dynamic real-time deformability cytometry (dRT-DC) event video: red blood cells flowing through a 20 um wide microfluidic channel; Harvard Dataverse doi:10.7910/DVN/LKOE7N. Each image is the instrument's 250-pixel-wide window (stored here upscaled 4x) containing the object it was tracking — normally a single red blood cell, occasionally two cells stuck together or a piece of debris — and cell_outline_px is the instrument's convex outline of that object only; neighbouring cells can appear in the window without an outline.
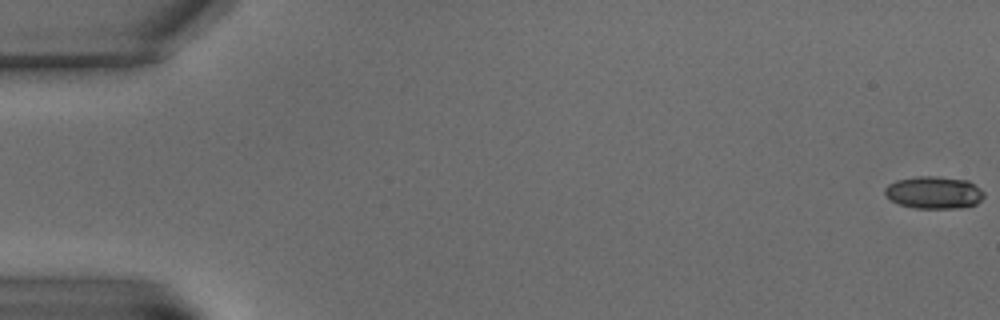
{"species": "common noctule bat (a hibernating species)", "species_latin": "Nyctalus noctula", "temperature_condition": "warm", "stored_images_in_passage": 7, "camera_frame_rate_fps": 3000, "um_per_image_px": 0.085, "animal": {"sex": "male", "body_mass_g": 15.6}, "frame": {"image": 1, "passage_image": 1, "time_ms": 0.0, "image_size_px": [1000, 320], "cell_outline_px": [[984, 196], [976, 204], [960, 208], [916, 208], [900, 204], [892, 200], [884, 192], [884, 188], [888, 184], [896, 180], [916, 176], [936, 176], [968, 180], [980, 188], [984, 192]], "centroid_in_image_um": [79.4, 16.35], "position_along_channel_um": 5.6, "area_um2": 18.67}}
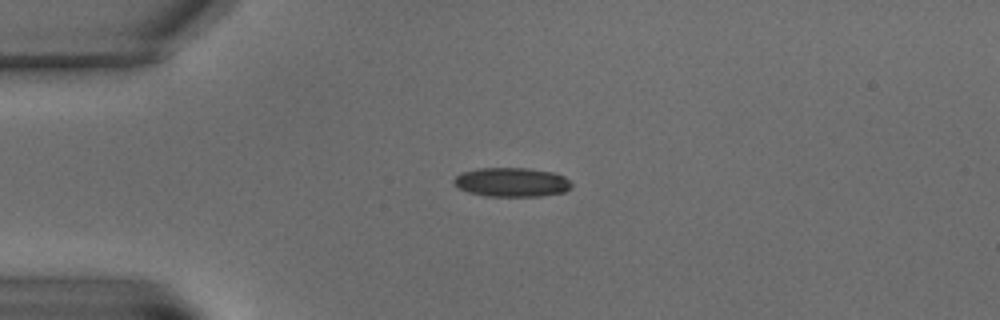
{"frame": {"image": 2, "passage_image": 6, "time_ms": 6.0, "image_size_px": [1000, 320], "cell_outline_px": [[572, 188], [564, 192], [540, 196], [484, 196], [468, 192], [456, 188], [452, 184], [452, 180], [460, 172], [480, 168], [528, 168], [552, 172], [564, 176], [572, 184]], "centroid_in_image_um": [43.44, 15.49], "position_along_channel_um": 41.6, "area_um2": 20.23}}